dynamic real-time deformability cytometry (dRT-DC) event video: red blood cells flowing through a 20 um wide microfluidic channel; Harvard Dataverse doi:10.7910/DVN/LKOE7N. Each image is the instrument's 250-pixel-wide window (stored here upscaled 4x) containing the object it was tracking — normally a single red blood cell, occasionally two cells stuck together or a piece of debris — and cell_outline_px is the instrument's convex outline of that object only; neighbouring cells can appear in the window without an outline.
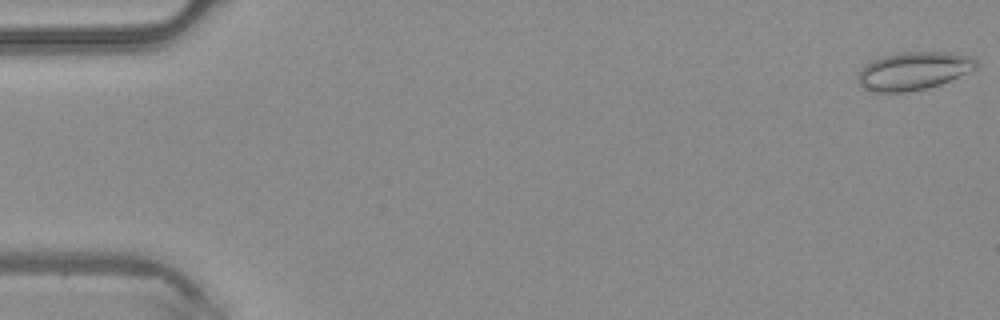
{"species": "common noctule bat (a hibernating species)", "species_latin": "Nyctalus noctula", "temperature_condition": "warm", "stored_images_in_passage": 44, "camera_frame_rate_fps": 3000, "um_per_image_px": 0.085, "animal": {"sex": "male", "body_mass_g": 20.4}, "frame": {"image": 1, "passage_image": 1, "time_ms": 0.0, "image_size_px": [1000, 320], "cell_outline_px": [[980, 64], [976, 68], [968, 72], [940, 84], [928, 88], [908, 92], [876, 92], [860, 84], [856, 80], [856, 76], [860, 68], [864, 64], [872, 60], [884, 56], [900, 52], [952, 52], [972, 56]], "centroid_in_image_um": [77.66, 6.01], "position_along_channel_um": 7.3, "area_um2": 26.36}}
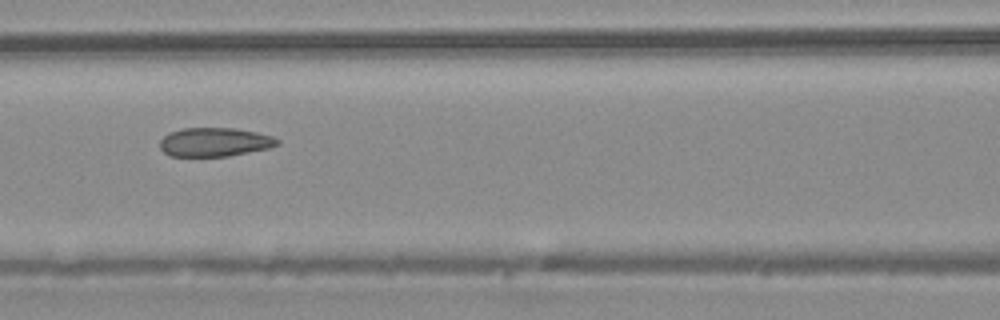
{"frame": {"image": 2, "passage_image": 21, "time_ms": 6.667, "image_size_px": [1000, 320], "cell_outline_px": [[280, 144], [268, 148], [228, 156], [168, 156], [160, 148], [160, 140], [164, 136], [172, 132], [184, 128], [236, 128], [256, 132], [272, 136], [280, 140]], "centroid_in_image_um": [18.25, 12.08], "position_along_channel_um": 148.3, "area_um2": 19.65}}
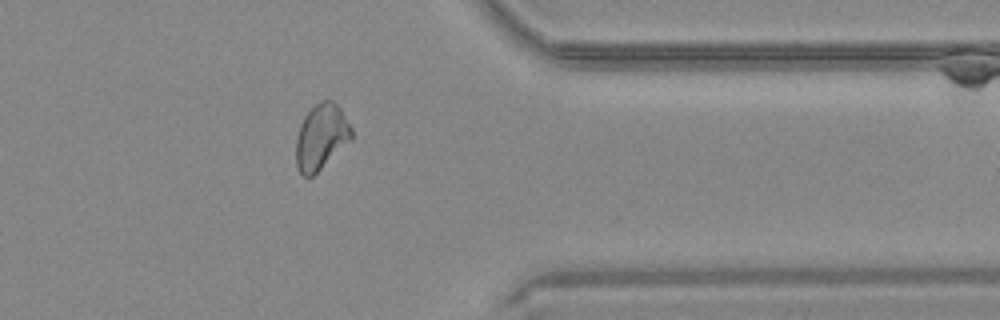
{"frame": {"image": 3, "passage_image": 38, "time_ms": 12.333, "image_size_px": [1000, 320], "cell_outline_px": [[352, 140], [312, 176], [304, 176], [300, 172], [296, 164], [296, 140], [300, 124], [304, 116], [320, 100], [332, 100], [340, 108], [352, 128]], "centroid_in_image_um": [27.31, 11.62], "position_along_channel_um": 384.1, "area_um2": 21.04}}